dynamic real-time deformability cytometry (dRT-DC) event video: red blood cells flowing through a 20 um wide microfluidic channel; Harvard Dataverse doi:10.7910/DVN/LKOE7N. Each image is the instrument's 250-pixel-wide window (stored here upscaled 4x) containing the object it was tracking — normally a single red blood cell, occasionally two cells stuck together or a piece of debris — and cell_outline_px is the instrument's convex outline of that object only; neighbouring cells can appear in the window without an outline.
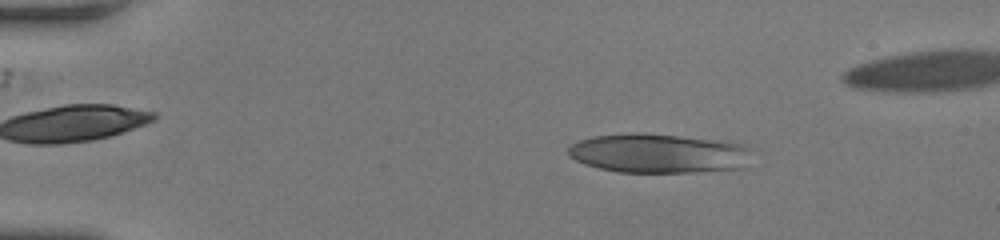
{"species": "human", "species_latin": "Homo sapiens", "temperature_condition": "room temperature", "stored_images_in_passage": 50, "camera_frame_rate_fps": 3000, "um_per_image_px": 0.085, "donor": {"sex": "female"}, "frame": {"image": 1, "passage_image": 10, "time_ms": 3.0, "image_size_px": [1000, 240], "cell_outline_px": [[752, 148], [744, 168], [696, 172], [616, 172], [584, 164], [568, 156], [568, 148], [572, 144], [580, 140], [592, 136], [640, 132], [644, 132], [732, 140], [744, 144]], "centroid_in_image_um": [56.04, 13.01], "position_along_channel_um": 29.0, "area_um2": 42.95}}
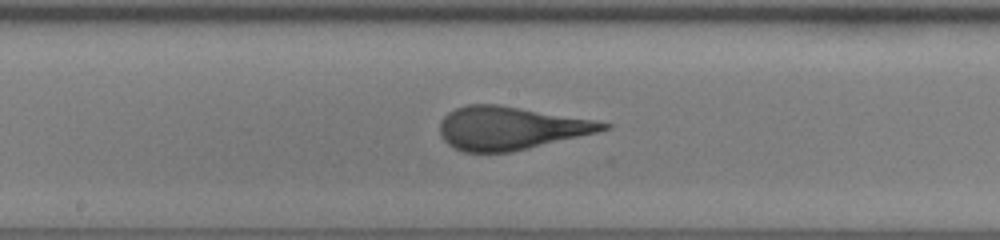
{"frame": {"image": 2, "passage_image": 31, "time_ms": 10.0, "image_size_px": [1000, 240], "cell_outline_px": [[612, 128], [596, 132], [512, 152], [464, 152], [452, 148], [440, 136], [440, 120], [448, 112], [456, 108], [468, 104], [496, 104], [592, 120], [612, 124]], "centroid_in_image_um": [43.32, 10.9], "position_along_channel_um": 204.9, "area_um2": 40.63}}
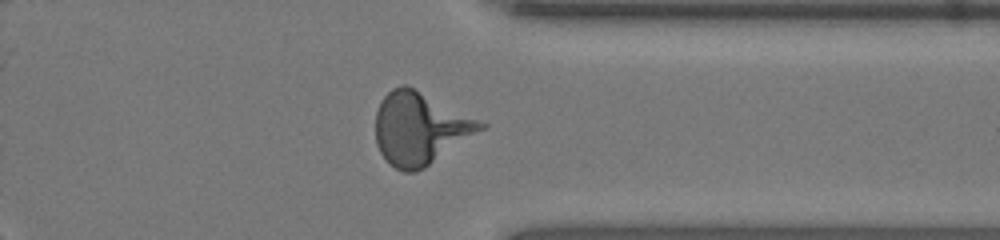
{"frame": {"image": 3, "passage_image": 45, "time_ms": 14.667, "image_size_px": [1000, 240], "cell_outline_px": [[488, 128], [424, 168], [416, 172], [404, 172], [396, 168], [380, 152], [376, 144], [376, 112], [380, 100], [392, 88], [404, 84], [488, 124]], "centroid_in_image_um": [35.72, 10.93], "position_along_channel_um": 375.7, "area_um2": 43.99}, "authors_computed_cell_mechanics": {"area_um2": 41.4426, "velocity_mm_per_s": 3.6613, "shape_relaxation_time_tau1_ms": 5.4915, "shape_relaxation_time_tau2_ms": null, "deformation_change_tau1": 0.2299, "deformation_change_tau2": null}}